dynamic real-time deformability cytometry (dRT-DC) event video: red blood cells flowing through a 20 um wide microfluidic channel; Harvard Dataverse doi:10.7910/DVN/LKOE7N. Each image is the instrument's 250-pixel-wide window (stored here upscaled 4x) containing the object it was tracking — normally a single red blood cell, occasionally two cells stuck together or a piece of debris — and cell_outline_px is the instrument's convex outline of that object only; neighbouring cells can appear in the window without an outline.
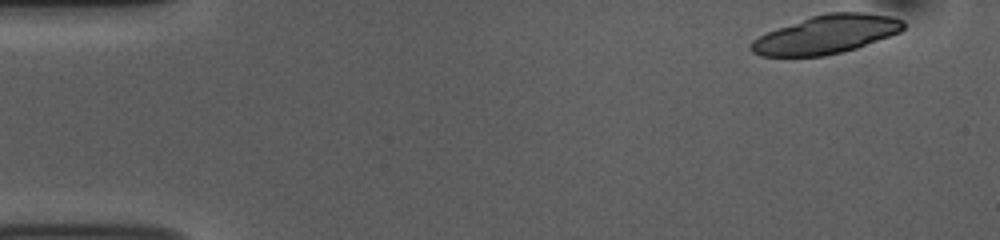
{"species": "common noctule bat (a hibernating species)", "species_latin": "Nyctalus noctula", "temperature_condition": "room temperature", "stored_images_in_passage": 50, "camera_frame_rate_fps": 3000, "um_per_image_px": 0.085, "animal": {"sex": "female", "body_mass_g": 10.0, "forearm_length_mm": 53.1}, "frame": {"image": 1, "passage_image": 1, "time_ms": 0.0, "image_size_px": [1000, 240], "cell_outline_px": [[904, 28], [900, 32], [856, 48], [824, 56], [760, 56], [752, 52], [748, 48], [748, 44], [752, 40], [768, 32], [812, 16], [828, 12], [864, 12], [892, 16], [904, 20]], "centroid_in_image_um": [70.24, 2.93], "position_along_channel_um": 14.8, "area_um2": 33.93}}